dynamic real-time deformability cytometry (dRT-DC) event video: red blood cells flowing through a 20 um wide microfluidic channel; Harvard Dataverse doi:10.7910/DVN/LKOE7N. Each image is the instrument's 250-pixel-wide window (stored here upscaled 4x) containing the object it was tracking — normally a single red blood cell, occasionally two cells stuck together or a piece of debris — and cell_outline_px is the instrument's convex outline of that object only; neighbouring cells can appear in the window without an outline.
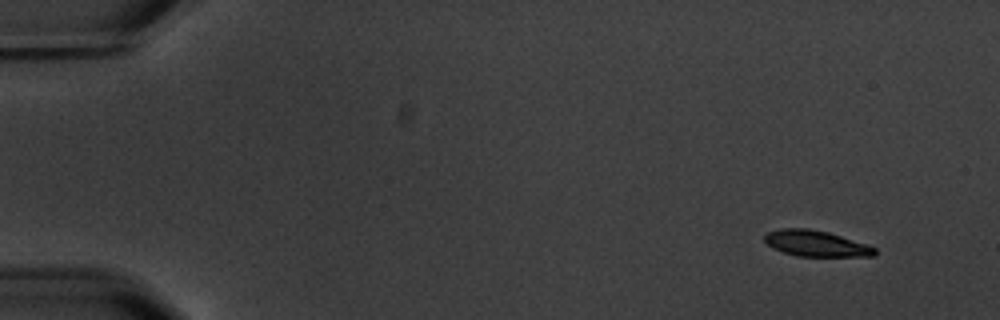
{"species": "common noctule bat (a hibernating species)", "species_latin": "Nyctalus noctula", "temperature_condition": "warm", "stored_images_in_passage": 7, "camera_frame_rate_fps": 3000, "um_per_image_px": 0.085, "animal": {"sex": "male", "body_mass_g": 20.1, "forearm_length_mm": 53.5}, "frame": {"image": 1, "passage_image": 2, "time_ms": 1.0, "image_size_px": [1000, 320], "cell_outline_px": [[876, 256], [796, 256], [772, 248], [764, 240], [764, 236], [768, 232], [780, 228], [808, 228], [828, 232], [868, 244], [876, 248]], "centroid_in_image_um": [69.37, 20.69], "position_along_channel_um": 15.6, "area_um2": 16.7}}
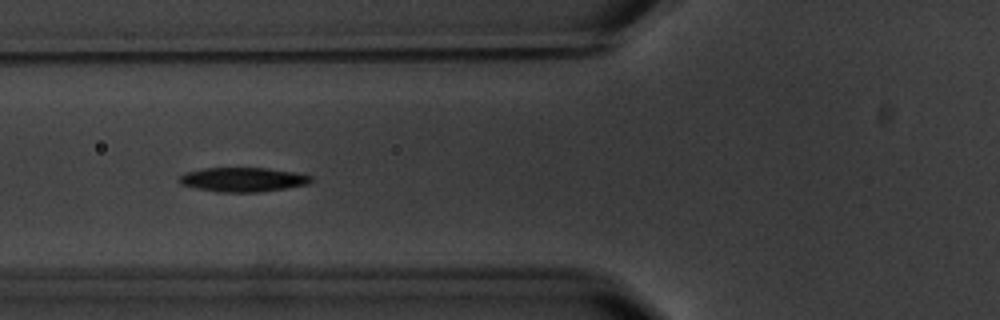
{"frame": {"image": 2, "passage_image": 7, "time_ms": 7.0, "image_size_px": [1000, 320], "cell_outline_px": [[312, 184], [260, 192], [216, 192], [196, 188], [180, 184], [176, 180], [184, 172], [204, 168], [268, 168], [296, 172], [312, 176]], "centroid_in_image_um": [20.65, 15.26], "position_along_channel_um": 105.1, "area_um2": 18.96}}